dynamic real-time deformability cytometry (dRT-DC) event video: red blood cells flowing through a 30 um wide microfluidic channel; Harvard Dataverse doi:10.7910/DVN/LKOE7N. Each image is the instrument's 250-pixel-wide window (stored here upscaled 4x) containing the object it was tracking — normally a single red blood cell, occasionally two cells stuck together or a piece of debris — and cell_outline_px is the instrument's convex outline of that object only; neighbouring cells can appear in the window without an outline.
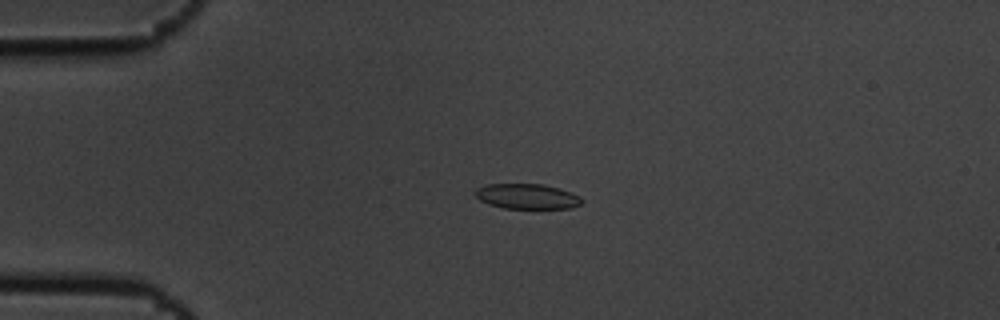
{"species": "common noctule bat (a hibernating species)", "species_latin": "Nyctalus noctula", "temperature_condition": "cold", "stored_images_in_passage": 4, "camera_frame_rate_fps": 3000, "um_per_image_px": 0.085, "animal": {"sex": "male", "body_mass_g": 19.5, "forearm_length_mm": 54.6}, "frame": {"image": 1, "passage_image": 4, "time_ms": 1.0, "image_size_px": [1000, 320], "cell_outline_px": [[584, 200], [580, 204], [572, 208], [504, 208], [488, 204], [480, 200], [476, 196], [476, 188], [484, 184], [544, 184], [560, 188], [572, 192], [580, 196]], "centroid_in_image_um": [44.83, 16.68], "position_along_channel_um": 40.2, "area_um2": 15.72}}